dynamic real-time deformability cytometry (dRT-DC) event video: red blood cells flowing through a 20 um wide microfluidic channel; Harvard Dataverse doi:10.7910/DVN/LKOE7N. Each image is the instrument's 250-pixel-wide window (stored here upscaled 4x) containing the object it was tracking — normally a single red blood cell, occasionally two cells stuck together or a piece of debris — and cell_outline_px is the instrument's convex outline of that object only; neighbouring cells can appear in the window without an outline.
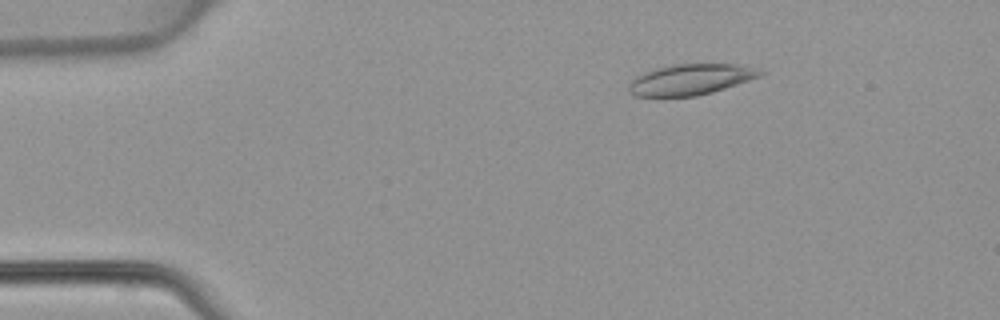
{"species": "common noctule bat (a hibernating species)", "species_latin": "Nyctalus noctula", "temperature_condition": "warm", "stored_images_in_passage": 48, "camera_frame_rate_fps": 3000, "um_per_image_px": 0.085, "animal": {"sex": "female", "body_mass_g": 22.7, "forearm_length_mm": 54.2}, "frame": {"image": 1, "passage_image": 8, "time_ms": 2.333, "image_size_px": [1000, 320], "cell_outline_px": [[768, 72], [760, 76], [712, 92], [696, 96], [636, 96], [628, 92], [628, 84], [636, 76], [644, 72], [656, 68], [672, 64], [736, 64], [756, 68]], "centroid_in_image_um": [58.69, 6.75], "position_along_channel_um": 26.3, "area_um2": 23.52}}
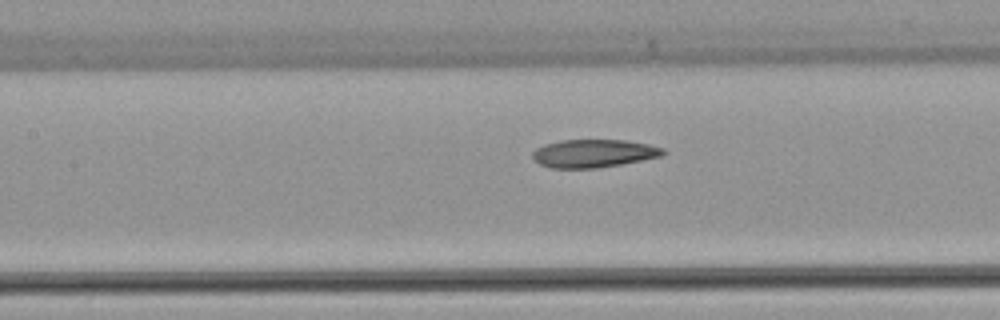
{"frame": {"image": 2, "passage_image": 22, "time_ms": 7.0, "image_size_px": [1000, 320], "cell_outline_px": [[668, 152], [664, 156], [620, 164], [596, 168], [552, 168], [540, 164], [532, 156], [532, 152], [536, 148], [544, 144], [564, 140], [624, 140], [648, 144], [664, 148]], "centroid_in_image_um": [50.5, 13.03], "position_along_channel_um": 156.9, "area_um2": 21.33}}
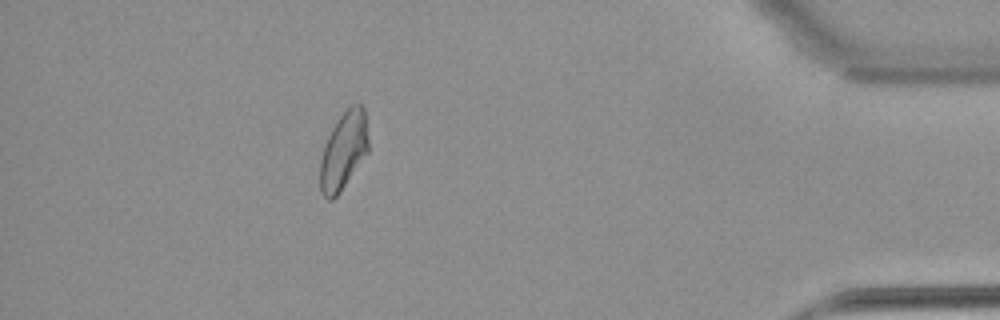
{"frame": {"image": 3, "passage_image": 43, "time_ms": 14.0, "image_size_px": [1000, 320], "cell_outline_px": [[368, 152], [340, 192], [332, 200], [328, 200], [320, 192], [320, 160], [324, 144], [332, 128], [340, 116], [352, 104], [360, 104], [364, 108], [368, 140]], "centroid_in_image_um": [29.19, 12.83], "position_along_channel_um": 406.0, "area_um2": 21.73}}